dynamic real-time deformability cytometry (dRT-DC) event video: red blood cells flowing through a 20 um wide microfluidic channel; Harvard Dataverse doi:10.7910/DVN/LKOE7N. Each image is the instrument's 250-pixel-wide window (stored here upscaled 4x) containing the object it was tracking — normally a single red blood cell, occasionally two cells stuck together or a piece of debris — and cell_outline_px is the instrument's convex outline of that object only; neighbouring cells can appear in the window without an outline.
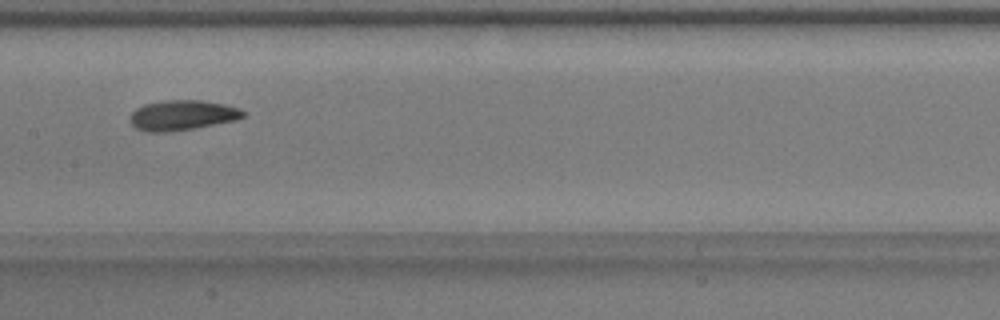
{"species": "common noctule bat (a hibernating species)", "species_latin": "Nyctalus noctula", "temperature_condition": "warm", "stored_images_in_passage": 20, "camera_frame_rate_fps": 3000, "um_per_image_px": 0.085, "animal": {"sex": "male", "body_mass_g": 17.9}, "frame": {"image": 1, "passage_image": 12, "time_ms": 3.667, "image_size_px": [1000, 320], "cell_outline_px": [[248, 112], [244, 116], [236, 120], [192, 128], [164, 132], [144, 132], [136, 128], [132, 124], [132, 112], [136, 108], [144, 104], [164, 100], [200, 100], [224, 104], [240, 108]], "centroid_in_image_um": [15.52, 9.78], "position_along_channel_um": 191.9, "area_um2": 19.71}}